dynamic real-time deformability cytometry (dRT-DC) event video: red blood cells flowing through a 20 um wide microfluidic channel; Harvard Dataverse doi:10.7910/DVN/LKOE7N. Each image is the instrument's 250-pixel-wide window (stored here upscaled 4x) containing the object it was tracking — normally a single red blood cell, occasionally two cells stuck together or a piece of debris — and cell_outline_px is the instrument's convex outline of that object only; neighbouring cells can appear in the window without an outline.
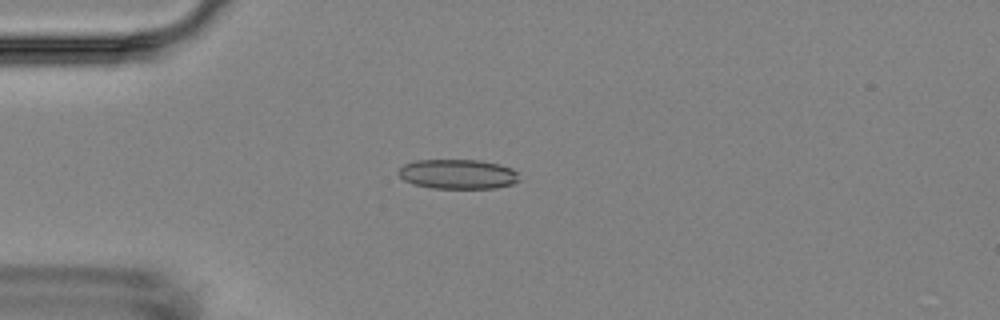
{"species": "Egyptian fruit bat (a non-hibernating species)", "species_latin": "Rousettus aegyptiacus", "temperature_condition": "room temperature", "stored_images_in_passage": 7, "camera_frame_rate_fps": 3000, "um_per_image_px": 0.085, "animal": {"sex": "female"}, "frame": {"image": 1, "passage_image": 5, "time_ms": 4.667, "image_size_px": [1000, 320], "cell_outline_px": [[520, 180], [512, 184], [496, 188], [432, 188], [412, 184], [404, 180], [396, 172], [404, 164], [416, 160], [480, 160], [500, 164], [512, 168], [516, 172]], "centroid_in_image_um": [38.91, 14.8], "position_along_channel_um": 46.1, "area_um2": 20.98}}